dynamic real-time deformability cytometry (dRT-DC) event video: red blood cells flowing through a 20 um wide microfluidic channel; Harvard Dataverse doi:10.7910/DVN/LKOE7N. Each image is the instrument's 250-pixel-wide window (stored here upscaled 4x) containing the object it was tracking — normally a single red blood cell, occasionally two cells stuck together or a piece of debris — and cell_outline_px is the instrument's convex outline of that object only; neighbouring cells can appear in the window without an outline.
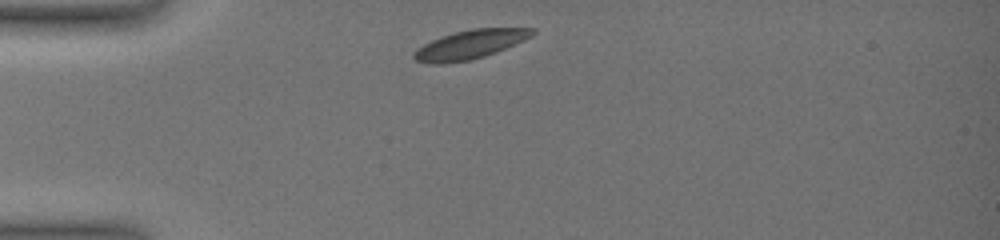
{"species": "common noctule bat (a hibernating species)", "species_latin": "Nyctalus noctula", "temperature_condition": "warm", "stored_images_in_passage": 4, "camera_frame_rate_fps": 3000, "um_per_image_px": 0.085, "animal": {"sex": "female", "body_mass_g": 19.0, "forearm_length_mm": 51.5}, "frame": {"image": 1, "passage_image": 1, "time_ms": 0.0, "image_size_px": [1000, 240], "cell_outline_px": [[536, 32], [532, 36], [524, 40], [496, 52], [472, 60], [440, 64], [428, 64], [416, 60], [412, 56], [412, 52], [424, 44], [440, 36], [472, 28], [536, 28]], "centroid_in_image_um": [39.94, 3.78], "position_along_channel_um": 45.1, "area_um2": 20.0}}
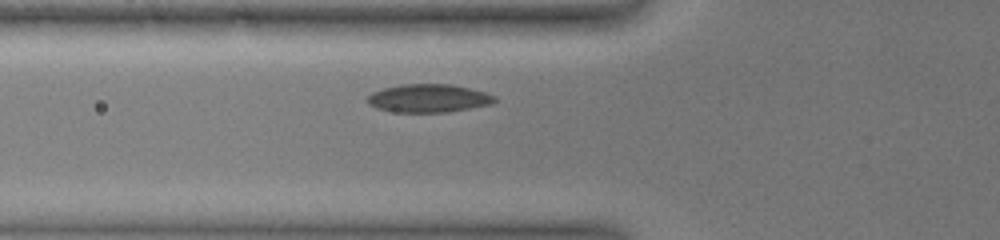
{"frame": {"image": 2, "passage_image": 4, "time_ms": 2.0, "image_size_px": [1000, 240], "cell_outline_px": [[496, 100], [492, 104], [448, 112], [396, 112], [376, 108], [368, 104], [368, 96], [372, 92], [384, 88], [400, 84], [452, 84], [484, 92], [496, 96]], "centroid_in_image_um": [36.42, 8.35], "position_along_channel_um": 89.4, "area_um2": 20.87}}